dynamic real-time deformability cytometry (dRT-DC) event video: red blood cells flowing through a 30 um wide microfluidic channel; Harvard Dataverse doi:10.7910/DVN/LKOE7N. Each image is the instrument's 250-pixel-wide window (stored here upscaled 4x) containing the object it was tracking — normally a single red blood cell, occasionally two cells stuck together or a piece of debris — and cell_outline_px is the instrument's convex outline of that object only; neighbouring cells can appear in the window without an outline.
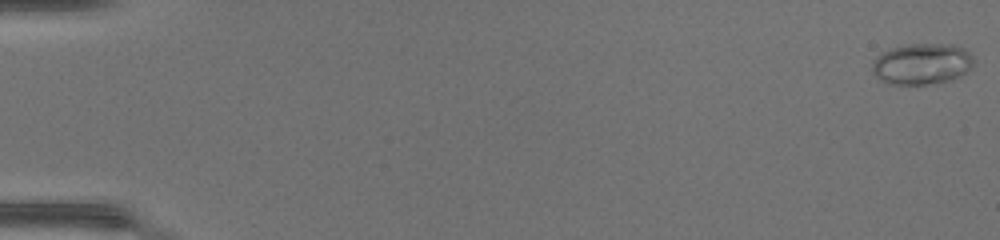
{"species": "common noctule bat (a hibernating species)", "species_latin": "Nyctalus noctula", "temperature_condition": "warm", "stored_images_in_passage": 49, "camera_frame_rate_fps": 3000, "um_per_image_px": 0.085, "animal": {"sex": "female", "body_mass_g": 17.0, "forearm_length_mm": 48.0}, "frame": {"image": 1, "passage_image": 1, "time_ms": 0.0, "image_size_px": [1000, 240], "cell_outline_px": [[972, 68], [960, 76], [952, 80], [924, 84], [888, 84], [880, 80], [872, 72], [872, 60], [876, 56], [892, 48], [908, 44], [956, 44], [964, 48], [972, 56]], "centroid_in_image_um": [78.35, 5.43], "position_along_channel_um": 6.6, "area_um2": 24.39}}
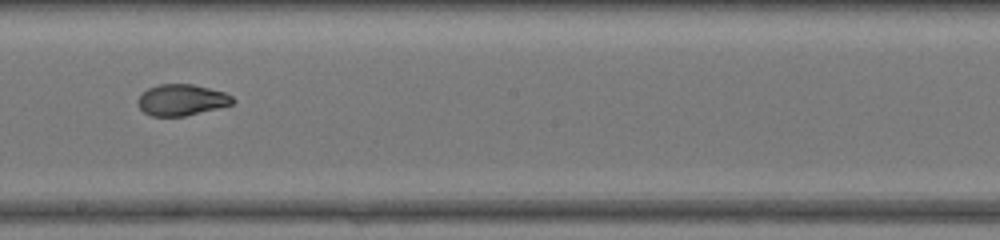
{"frame": {"image": 2, "passage_image": 29, "time_ms": 9.333, "image_size_px": [1000, 240], "cell_outline_px": [[236, 100], [232, 104], [184, 116], [152, 116], [144, 112], [140, 108], [136, 100], [148, 88], [156, 84], [192, 84], [224, 92], [232, 96]], "centroid_in_image_um": [15.42, 8.49], "position_along_channel_um": 232.8, "area_um2": 17.11}}
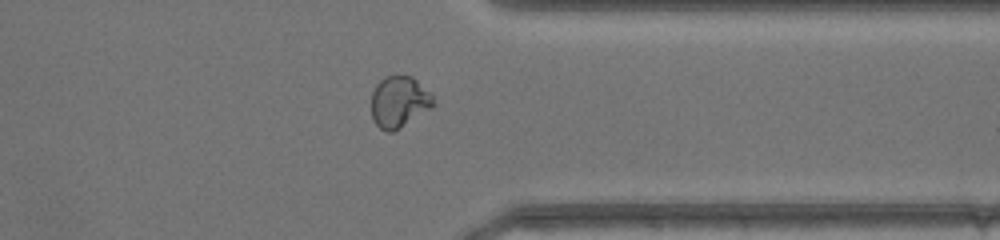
{"frame": {"image": 3, "passage_image": 39, "time_ms": 12.667, "image_size_px": [1000, 240], "cell_outline_px": [[436, 104], [432, 108], [400, 128], [392, 132], [388, 132], [380, 128], [376, 124], [372, 116], [372, 92], [376, 84], [384, 76], [412, 76], [432, 96]], "centroid_in_image_um": [33.92, 8.66], "position_along_channel_um": 377.5, "area_um2": 18.44}, "authors_computed_cell_mechanics": {"area_um2": 19.074, "velocity_mm_per_s": 4.4223, "shape_relaxation_time_tau1_ms": 8.6154, "shape_relaxation_time_tau2_ms": 0.9309, "deformation_change_tau1": 0.2902, "deformation_change_tau2": 0.0508}}